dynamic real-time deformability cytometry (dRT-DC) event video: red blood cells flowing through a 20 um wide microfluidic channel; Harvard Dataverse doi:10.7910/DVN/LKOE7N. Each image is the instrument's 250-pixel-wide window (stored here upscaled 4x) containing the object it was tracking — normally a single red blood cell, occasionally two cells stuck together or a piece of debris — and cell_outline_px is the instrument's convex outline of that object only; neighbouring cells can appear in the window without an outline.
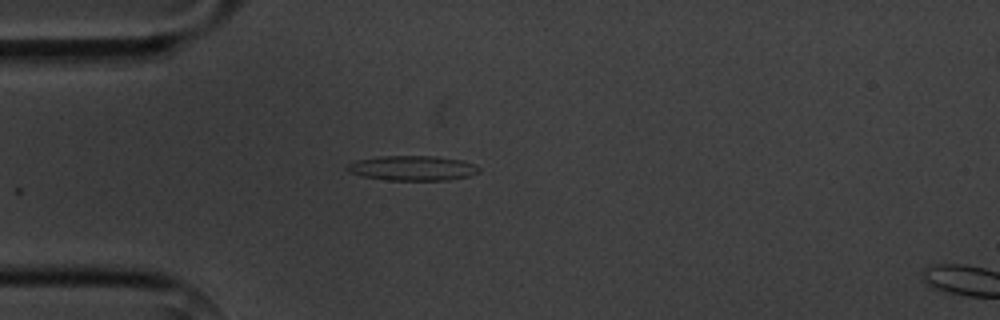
{"species": "common noctule bat (a hibernating species)", "species_latin": "Nyctalus noctula", "temperature_condition": "cold", "stored_images_in_passage": 3, "segment_of_instrument_passage": [1, 2], "camera_frame_rate_fps": 3000, "um_per_image_px": 0.085, "animal": {"sex": "male", "body_mass_g": 20.1, "forearm_length_mm": 53.5}, "frame": {"image": 1, "passage_image": 2, "time_ms": 1.0, "image_size_px": [1000, 320], "cell_outline_px": [[480, 172], [468, 176], [448, 180], [388, 180], [364, 176], [348, 172], [344, 168], [348, 164], [356, 160], [380, 156], [436, 156], [460, 160], [476, 164], [480, 168]], "centroid_in_image_um": [35.06, 14.28], "position_along_channel_um": 49.9, "area_um2": 19.13}}